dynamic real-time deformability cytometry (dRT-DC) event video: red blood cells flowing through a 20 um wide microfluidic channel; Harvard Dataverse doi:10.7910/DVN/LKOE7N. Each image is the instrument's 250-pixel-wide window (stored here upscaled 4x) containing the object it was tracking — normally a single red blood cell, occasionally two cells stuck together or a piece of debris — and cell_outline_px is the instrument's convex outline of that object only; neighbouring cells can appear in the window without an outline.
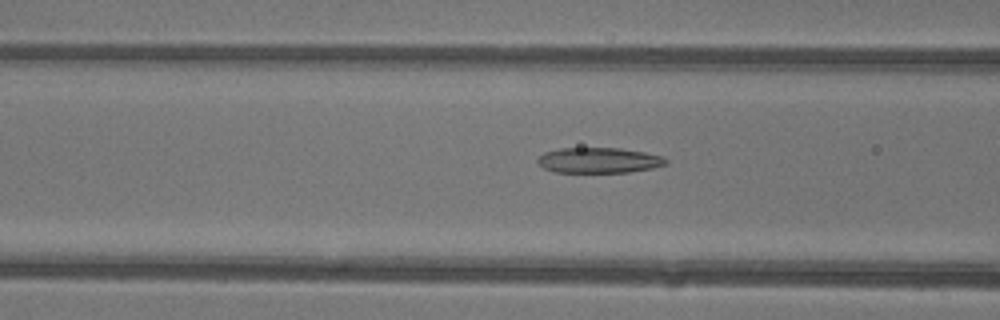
{"species": "common noctule bat (a hibernating species)", "species_latin": "Nyctalus noctula", "temperature_condition": "warm", "stored_images_in_passage": 39, "camera_frame_rate_fps": 3000, "um_per_image_px": 0.085, "animal": {"sex": "female"}, "frame": {"image": 1, "passage_image": 12, "time_ms": 3.667, "image_size_px": [1000, 320], "cell_outline_px": [[668, 164], [652, 168], [628, 172], [556, 172], [544, 168], [536, 160], [544, 152], [560, 148], [620, 148], [644, 152], [664, 156], [668, 160]], "centroid_in_image_um": [50.94, 13.62], "position_along_channel_um": 115.7, "area_um2": 19.02}}
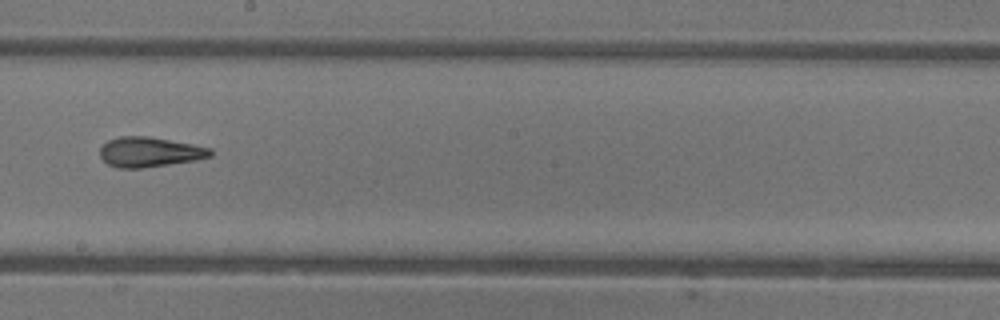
{"frame": {"image": 2, "passage_image": 20, "time_ms": 6.333, "image_size_px": [1000, 320], "cell_outline_px": [[212, 156], [196, 160], [140, 168], [116, 168], [108, 164], [100, 156], [100, 148], [108, 140], [120, 136], [148, 136], [192, 144], [212, 148]], "centroid_in_image_um": [12.71, 12.92], "position_along_channel_um": 235.5, "area_um2": 19.19}}
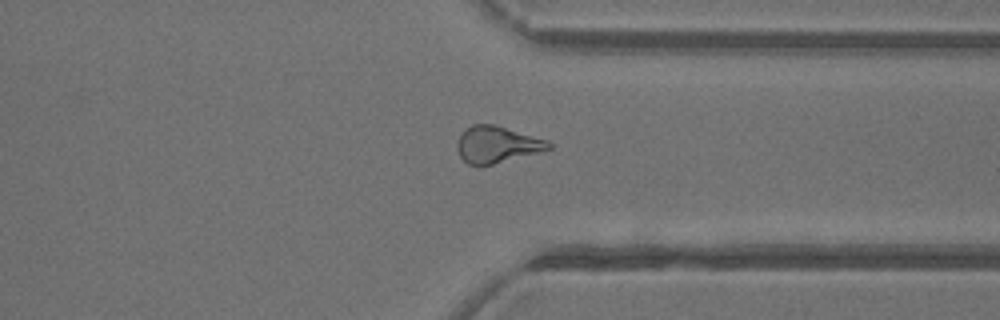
{"frame": {"image": 3, "passage_image": 29, "time_ms": 9.333, "image_size_px": [1000, 320], "cell_outline_px": [[552, 148], [540, 152], [492, 164], [468, 164], [460, 156], [456, 148], [456, 144], [460, 136], [472, 124], [492, 124], [548, 140], [552, 144]], "centroid_in_image_um": [42.26, 12.28], "position_along_channel_um": 369.1, "area_um2": 19.13}, "authors_computed_cell_mechanics": {"area_um2": 19.9988, "velocity_mm_per_s": 4.4862, "shape_relaxation_time_tau1_ms": null, "shape_relaxation_time_tau2_ms": 1.7651, "deformation_change_tau1": null, "deformation_change_tau2": 0.1098}}